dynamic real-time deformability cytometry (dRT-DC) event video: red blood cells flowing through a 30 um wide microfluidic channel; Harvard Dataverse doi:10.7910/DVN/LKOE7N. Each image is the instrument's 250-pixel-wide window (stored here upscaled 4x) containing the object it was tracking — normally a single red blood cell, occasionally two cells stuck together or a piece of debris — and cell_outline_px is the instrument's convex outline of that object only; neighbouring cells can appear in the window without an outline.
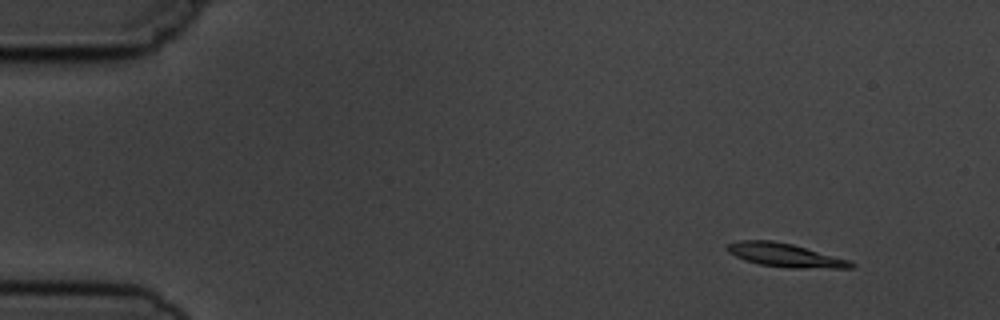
{"species": "common noctule bat (a hibernating species)", "species_latin": "Nyctalus noctula", "temperature_condition": "cold", "stored_images_in_passage": 4, "camera_frame_rate_fps": 3000, "um_per_image_px": 0.085, "animal": {"sex": "male", "body_mass_g": 19.5, "forearm_length_mm": 54.6}, "frame": {"image": 1, "passage_image": 1, "time_ms": 0.0, "image_size_px": [1000, 320], "cell_outline_px": [[856, 264], [852, 268], [788, 268], [760, 264], [744, 260], [728, 252], [724, 248], [728, 244], [740, 240], [772, 240], [792, 244], [852, 260]], "centroid_in_image_um": [66.76, 21.69], "position_along_channel_um": 18.2, "area_um2": 17.17}}
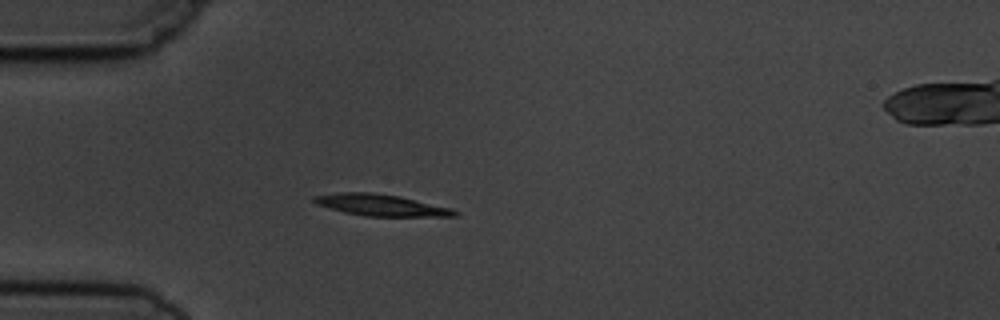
{"frame": {"image": 2, "passage_image": 4, "time_ms": 3.333, "image_size_px": [1000, 320], "cell_outline_px": [[460, 216], [368, 216], [344, 212], [316, 204], [312, 200], [312, 196], [340, 192], [372, 192], [400, 196], [452, 208], [460, 212]], "centroid_in_image_um": [32.41, 17.42], "position_along_channel_um": 52.6, "area_um2": 17.69}}